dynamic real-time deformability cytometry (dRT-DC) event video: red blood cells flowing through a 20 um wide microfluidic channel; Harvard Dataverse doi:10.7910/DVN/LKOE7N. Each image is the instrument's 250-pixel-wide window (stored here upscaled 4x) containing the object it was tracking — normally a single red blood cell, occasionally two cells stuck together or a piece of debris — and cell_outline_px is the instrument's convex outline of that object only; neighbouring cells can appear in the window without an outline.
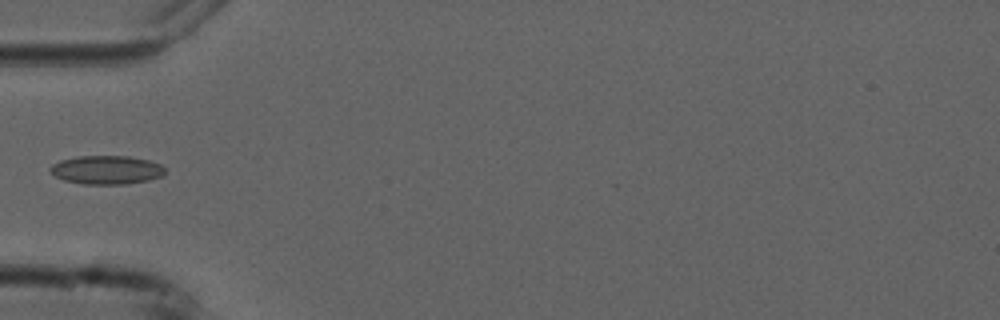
{"species": "common noctule bat (a hibernating species)", "species_latin": "Nyctalus noctula", "temperature_condition": "cold", "stored_images_in_passage": 5, "camera_frame_rate_fps": 3000, "um_per_image_px": 0.085, "animal": {"sex": "male", "forearm_length_mm": 52.5}, "frame": {"image": 1, "passage_image": 4, "time_ms": 3.333, "image_size_px": [1000, 320], "cell_outline_px": [[168, 172], [164, 176], [148, 180], [124, 184], [84, 184], [64, 180], [56, 176], [48, 168], [52, 164], [60, 160], [76, 156], [128, 156], [148, 160], [160, 164]], "centroid_in_image_um": [9.08, 14.44], "position_along_channel_um": 75.9, "area_um2": 19.25}}
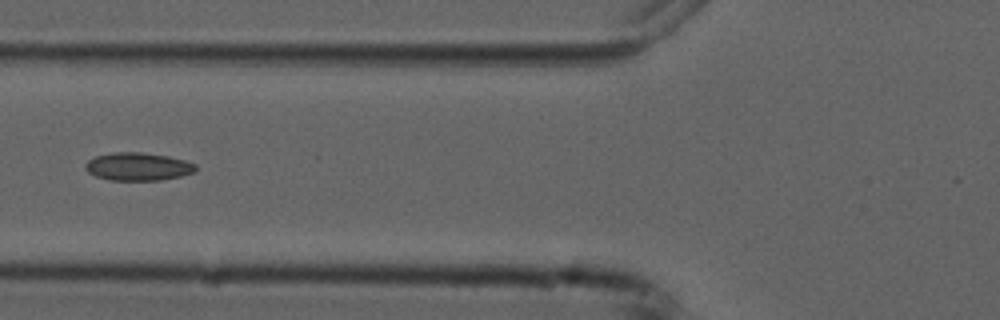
{"frame": {"image": 2, "passage_image": 5, "time_ms": 4.333, "image_size_px": [1000, 320], "cell_outline_px": [[196, 172], [180, 176], [160, 180], [108, 180], [96, 176], [88, 172], [84, 168], [84, 164], [88, 160], [96, 156], [112, 152], [140, 152], [168, 156], [184, 160], [196, 164]], "centroid_in_image_um": [11.71, 14.16], "position_along_channel_um": 114.1, "area_um2": 18.03}}